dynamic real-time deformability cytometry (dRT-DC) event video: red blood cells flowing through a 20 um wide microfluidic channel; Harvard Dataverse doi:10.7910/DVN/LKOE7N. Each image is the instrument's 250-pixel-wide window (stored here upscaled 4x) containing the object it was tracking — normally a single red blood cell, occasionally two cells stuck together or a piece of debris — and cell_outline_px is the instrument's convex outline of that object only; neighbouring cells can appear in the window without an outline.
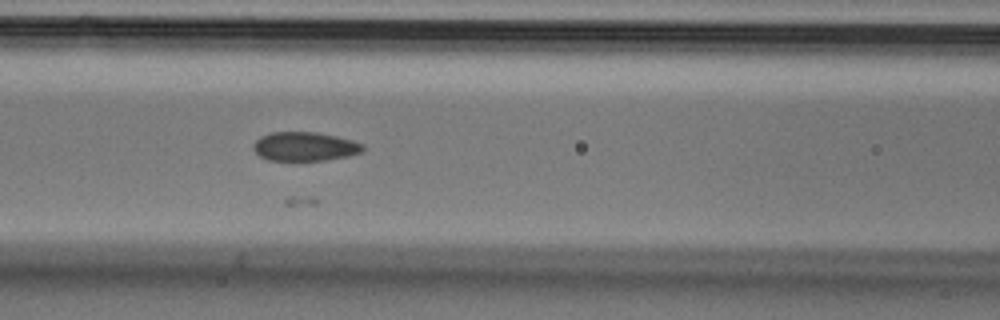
{"species": "Egyptian fruit bat (a non-hibernating species)", "species_latin": "Rousettus aegyptiacus", "temperature_condition": "cold", "stored_images_in_passage": 6, "camera_frame_rate_fps": 3000, "um_per_image_px": 0.085, "animal": {"sex": "male"}, "frame": {"image": 1, "passage_image": 6, "time_ms": 1.667, "image_size_px": [1000, 320], "cell_outline_px": [[364, 148], [360, 152], [348, 156], [324, 160], [268, 160], [260, 156], [252, 148], [252, 144], [260, 136], [272, 132], [316, 132], [336, 136], [352, 140], [364, 144]], "centroid_in_image_um": [25.88, 12.44], "position_along_channel_um": 140.7, "area_um2": 18.44}}